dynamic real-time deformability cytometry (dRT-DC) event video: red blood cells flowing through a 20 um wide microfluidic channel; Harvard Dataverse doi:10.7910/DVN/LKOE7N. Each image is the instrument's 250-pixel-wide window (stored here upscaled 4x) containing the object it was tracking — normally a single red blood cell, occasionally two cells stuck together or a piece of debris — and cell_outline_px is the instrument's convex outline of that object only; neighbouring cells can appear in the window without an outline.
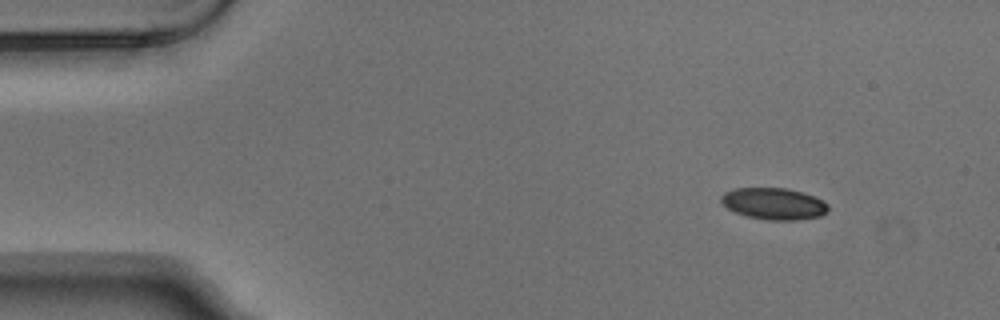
{"species": "Egyptian fruit bat (a non-hibernating species)", "species_latin": "Rousettus aegyptiacus", "temperature_condition": "warm", "stored_images_in_passage": 3, "camera_frame_rate_fps": 3000, "um_per_image_px": 0.085, "animal": {"sex": "male"}, "frame": {"image": 1, "passage_image": 1, "time_ms": 0.0, "image_size_px": [1000, 320], "cell_outline_px": [[828, 212], [820, 216], [796, 220], [768, 220], [748, 216], [736, 212], [728, 208], [720, 200], [720, 196], [724, 192], [732, 188], [788, 188], [804, 192], [824, 200], [828, 204]], "centroid_in_image_um": [65.8, 17.3], "position_along_channel_um": 19.2, "area_um2": 19.88}}